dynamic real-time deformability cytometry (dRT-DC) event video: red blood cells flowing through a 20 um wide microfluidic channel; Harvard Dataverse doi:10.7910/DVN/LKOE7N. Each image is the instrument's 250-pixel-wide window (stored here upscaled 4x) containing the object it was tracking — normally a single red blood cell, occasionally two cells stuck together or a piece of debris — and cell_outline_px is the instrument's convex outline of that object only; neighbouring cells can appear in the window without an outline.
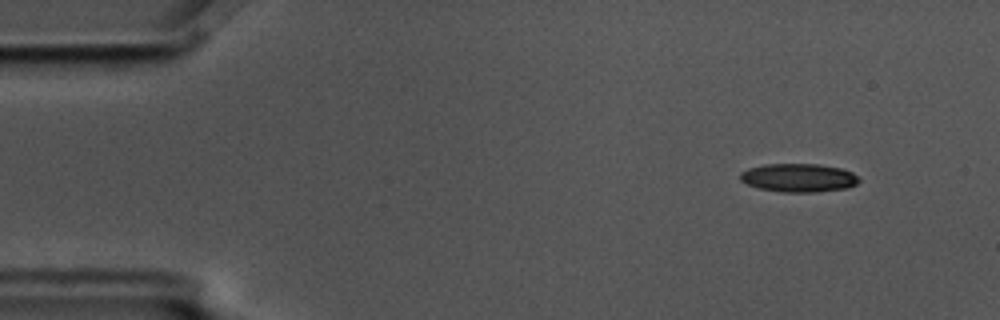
{"species": "common noctule bat (a hibernating species)", "species_latin": "Nyctalus noctula", "temperature_condition": "cold", "stored_images_in_passage": 4, "camera_frame_rate_fps": 3000, "um_per_image_px": 0.085, "animal": {"sex": "male", "body_mass_g": 17.5, "forearm_length_mm": 52.3}, "frame": {"image": 1, "passage_image": 1, "time_ms": 0.0, "image_size_px": [1000, 320], "cell_outline_px": [[860, 180], [856, 184], [848, 188], [816, 192], [784, 192], [760, 188], [748, 184], [740, 180], [740, 172], [748, 168], [764, 164], [820, 164], [840, 168], [852, 172]], "centroid_in_image_um": [67.88, 15.1], "position_along_channel_um": 17.1, "area_um2": 19.65}}
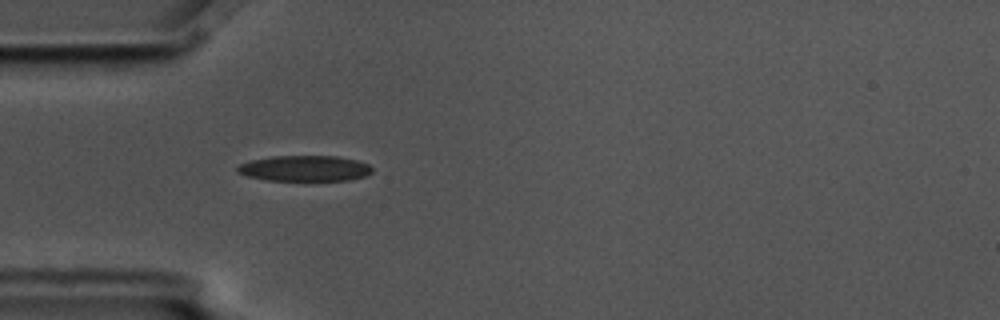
{"frame": {"image": 2, "passage_image": 4, "time_ms": 1.0, "image_size_px": [1000, 320], "cell_outline_px": [[372, 172], [364, 176], [348, 180], [268, 180], [248, 176], [236, 172], [236, 168], [240, 164], [252, 160], [272, 156], [336, 156], [356, 160], [368, 164], [372, 168]], "centroid_in_image_um": [25.89, 14.31], "position_along_channel_um": 59.1, "area_um2": 20.0}}